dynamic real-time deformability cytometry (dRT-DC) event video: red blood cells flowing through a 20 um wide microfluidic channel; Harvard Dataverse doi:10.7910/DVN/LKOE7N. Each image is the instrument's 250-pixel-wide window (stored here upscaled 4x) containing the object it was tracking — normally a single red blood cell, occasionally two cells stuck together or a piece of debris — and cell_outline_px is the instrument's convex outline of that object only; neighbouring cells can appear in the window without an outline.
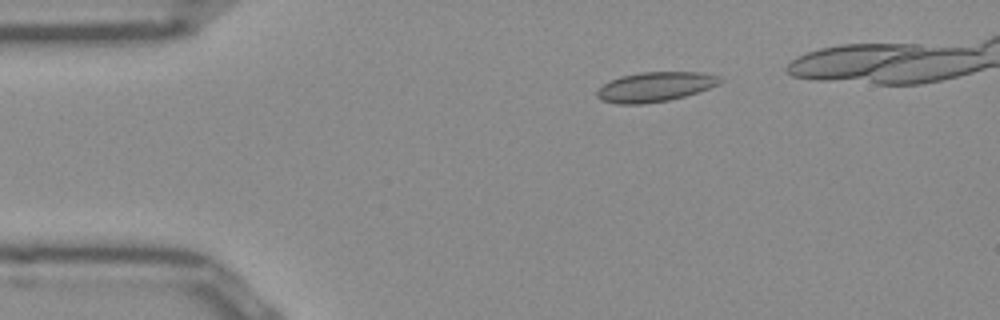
{"species": "Egyptian fruit bat (a non-hibernating species)", "species_latin": "Rousettus aegyptiacus", "temperature_condition": "room temperature", "stored_images_in_passage": 35, "camera_frame_rate_fps": 3000, "um_per_image_px": 0.085, "frame": {"image": 1, "passage_image": 2, "time_ms": 0.333, "image_size_px": [1000, 320], "cell_outline_px": [[724, 80], [720, 84], [684, 96], [668, 100], [640, 104], [616, 104], [604, 100], [596, 96], [596, 92], [604, 84], [620, 76], [640, 72], [700, 72], [716, 76]], "centroid_in_image_um": [55.68, 7.37], "position_along_channel_um": 29.3, "area_um2": 20.98}}
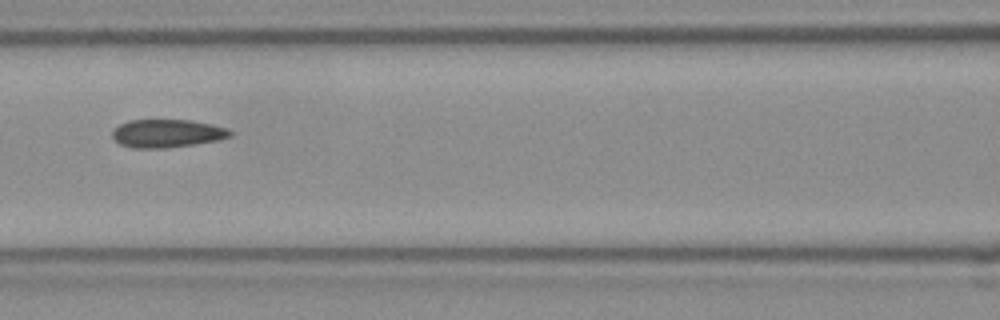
{"frame": {"image": 2, "passage_image": 15, "time_ms": 4.667, "image_size_px": [1000, 320], "cell_outline_px": [[232, 136], [216, 140], [196, 144], [164, 148], [132, 148], [120, 144], [112, 136], [112, 132], [120, 124], [128, 120], [192, 120], [212, 124], [228, 128], [232, 132]], "centroid_in_image_um": [14.22, 11.33], "position_along_channel_um": 152.4, "area_um2": 19.31}}
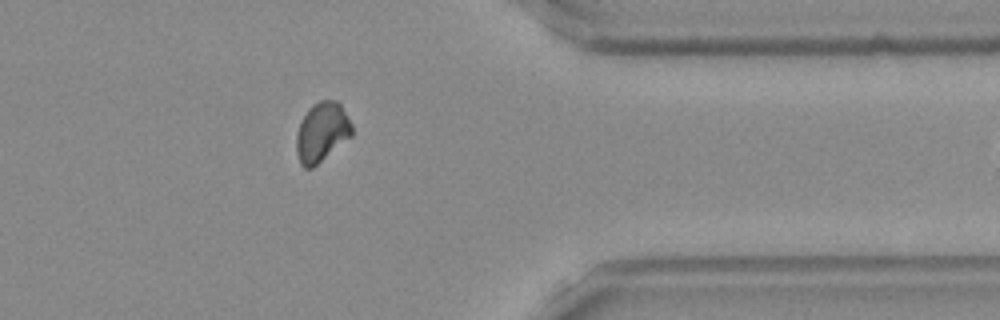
{"frame": {"image": 3, "passage_image": 34, "time_ms": 11.0, "image_size_px": [1000, 320], "cell_outline_px": [[352, 136], [312, 168], [304, 168], [300, 164], [296, 152], [296, 136], [300, 124], [308, 108], [312, 104], [320, 100], [336, 100], [340, 104], [352, 124]], "centroid_in_image_um": [27.35, 11.23], "position_along_channel_um": 384.0, "area_um2": 19.19}}